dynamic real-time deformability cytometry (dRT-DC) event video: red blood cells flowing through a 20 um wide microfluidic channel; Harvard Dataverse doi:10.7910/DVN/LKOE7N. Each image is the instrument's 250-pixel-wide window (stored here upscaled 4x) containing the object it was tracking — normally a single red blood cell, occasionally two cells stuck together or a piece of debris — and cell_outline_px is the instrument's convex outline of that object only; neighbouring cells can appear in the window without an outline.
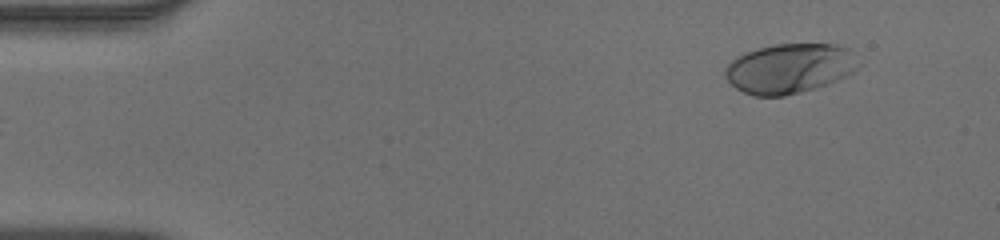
{"species": "human", "species_latin": "Homo sapiens", "temperature_condition": "warm", "stored_images_in_passage": 48, "camera_frame_rate_fps": 3000, "um_per_image_px": 0.085, "donor": {"sex": "male"}, "frame": {"image": 1, "passage_image": 1, "time_ms": 0.0, "image_size_px": [1000, 240], "cell_outline_px": [[864, 64], [852, 72], [836, 80], [816, 88], [784, 96], [752, 96], [736, 88], [724, 76], [724, 68], [736, 56], [744, 52], [772, 44], [836, 44], [848, 48]], "centroid_in_image_um": [67.12, 5.8], "position_along_channel_um": 17.9, "area_um2": 39.02}}
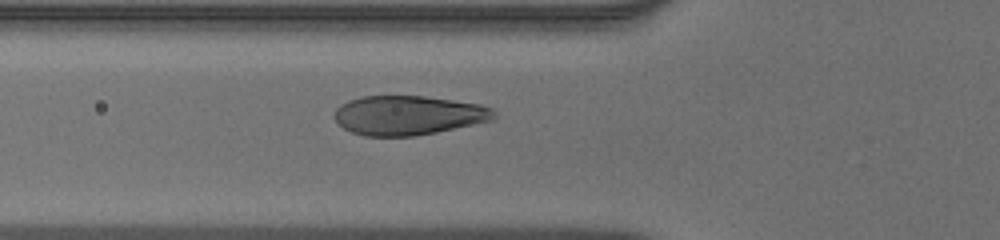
{"frame": {"image": 2, "passage_image": 15, "time_ms": 4.667, "image_size_px": [1000, 240], "cell_outline_px": [[496, 116], [492, 120], [436, 132], [416, 136], [364, 136], [352, 132], [344, 128], [332, 116], [336, 108], [340, 104], [348, 100], [360, 96], [424, 96], [480, 104], [492, 108], [496, 112]], "centroid_in_image_um": [34.67, 9.79], "position_along_channel_um": 91.1, "area_um2": 36.65}}
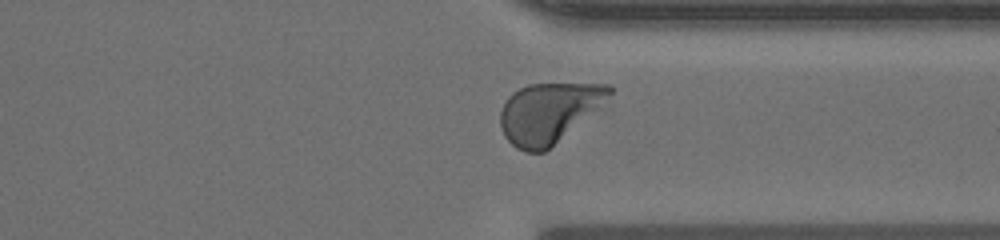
{"frame": {"image": 3, "passage_image": 36, "time_ms": 11.667, "image_size_px": [1000, 240], "cell_outline_px": [[612, 92], [600, 108], [544, 152], [524, 152], [516, 148], [504, 136], [500, 124], [500, 112], [508, 96], [512, 92], [528, 84], [608, 84], [612, 88]], "centroid_in_image_um": [46.63, 9.59], "position_along_channel_um": 364.8, "area_um2": 38.03}, "authors_computed_cell_mechanics": {"area_um2": 39.2751, "velocity_mm_per_s": 3.9002, "shape_relaxation_time_tau1_ms": 2.3494, "shape_relaxation_time_tau2_ms": null, "deformation_change_tau1": 0.1809, "deformation_change_tau2": null}}